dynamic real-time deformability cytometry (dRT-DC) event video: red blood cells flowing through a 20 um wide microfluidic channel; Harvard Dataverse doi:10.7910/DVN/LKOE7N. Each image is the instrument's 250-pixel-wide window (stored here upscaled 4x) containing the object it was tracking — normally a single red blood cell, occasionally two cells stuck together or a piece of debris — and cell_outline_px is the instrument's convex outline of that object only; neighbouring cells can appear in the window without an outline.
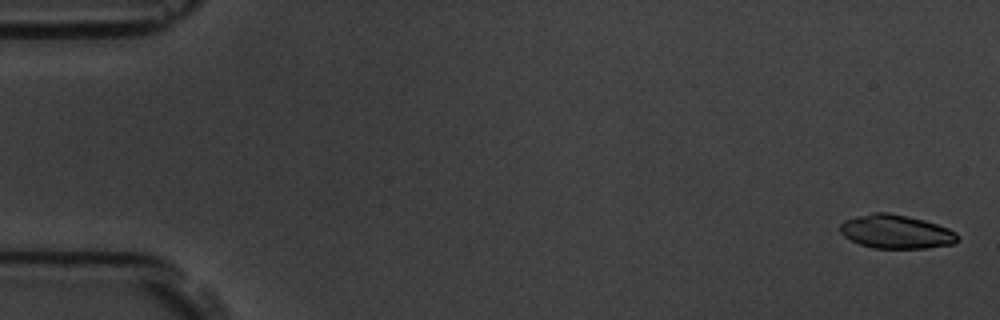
{"species": "common noctule bat (a hibernating species)", "species_latin": "Nyctalus noctula", "temperature_condition": "room temperature", "stored_images_in_passage": 6, "camera_frame_rate_fps": 3000, "um_per_image_px": 0.085, "animal": {"sex": "male", "body_mass_g": 19.5, "forearm_length_mm": 54.6}, "frame": {"image": 1, "passage_image": 1, "time_ms": 0.0, "image_size_px": [1000, 320], "cell_outline_px": [[960, 240], [952, 244], [924, 248], [872, 248], [860, 244], [844, 236], [840, 232], [840, 224], [844, 220], [872, 212], [888, 212], [908, 216], [924, 220], [948, 228], [956, 232], [960, 236]], "centroid_in_image_um": [76.18, 19.69], "position_along_channel_um": 8.8, "area_um2": 23.12}}